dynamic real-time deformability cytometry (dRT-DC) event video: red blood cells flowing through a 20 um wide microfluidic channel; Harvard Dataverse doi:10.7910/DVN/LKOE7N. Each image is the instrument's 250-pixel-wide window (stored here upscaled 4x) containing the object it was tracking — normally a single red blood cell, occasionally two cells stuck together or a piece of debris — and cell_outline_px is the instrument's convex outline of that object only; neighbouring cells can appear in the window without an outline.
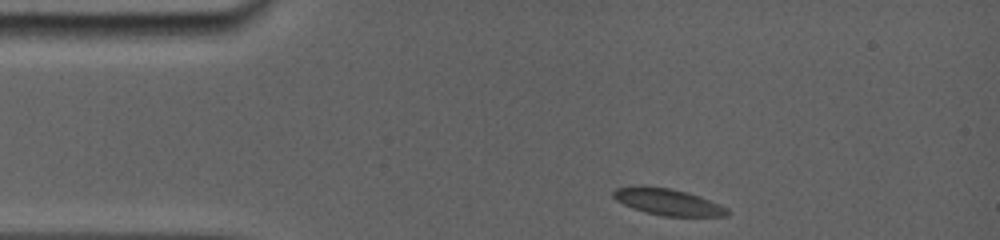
{"species": "common noctule bat (a hibernating species)", "species_latin": "Nyctalus noctula", "temperature_condition": "room temperature", "stored_images_in_passage": 34, "camera_frame_rate_fps": 5000, "um_per_image_px": 0.085, "animal": {"sex": "female", "body_mass_g": 19.0, "forearm_length_mm": 56.7}, "frame": {"image": 1, "passage_image": 1, "time_ms": 0.0, "image_size_px": [1000, 240], "cell_outline_px": [[732, 212], [728, 216], [664, 216], [644, 212], [632, 208], [616, 200], [612, 196], [612, 192], [616, 188], [640, 184], [644, 184], [672, 188], [688, 192], [700, 196], [720, 204], [728, 208]], "centroid_in_image_um": [56.76, 17.14], "position_along_channel_um": 28.2, "area_um2": 18.15}}
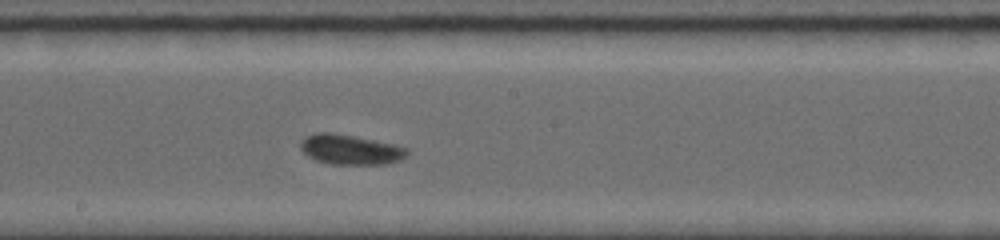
{"frame": {"image": 2, "passage_image": 20, "time_ms": 6.2, "image_size_px": [1000, 240], "cell_outline_px": [[408, 156], [400, 160], [388, 164], [332, 164], [316, 160], [308, 156], [300, 148], [300, 144], [304, 136], [316, 132], [332, 132], [396, 144], [408, 148]], "centroid_in_image_um": [29.8, 12.71], "position_along_channel_um": 218.4, "area_um2": 18.79}}
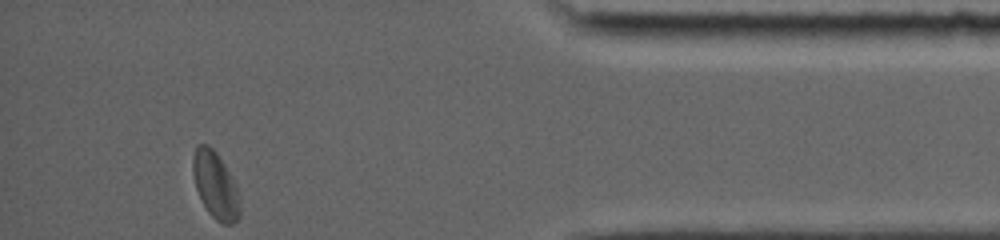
{"frame": {"image": 3, "passage_image": 34, "time_ms": 12.2, "image_size_px": [1000, 240], "cell_outline_px": [[240, 216], [232, 224], [224, 224], [216, 220], [208, 212], [196, 188], [192, 168], [192, 160], [196, 144], [208, 144], [216, 152], [224, 164], [236, 184], [240, 196]], "centroid_in_image_um": [18.32, 15.74], "position_along_channel_um": 416.9, "area_um2": 18.32}, "authors_computed_cell_mechanics": {"area_um2": 18.1781, "velocity_mm_per_s": 3.805, "shape_relaxation_time_tau1_ms": 3.0896, "shape_relaxation_time_tau2_ms": 3.0273, "deformation_change_tau1": 0.0682, "deformation_change_tau2": 0.0373}}